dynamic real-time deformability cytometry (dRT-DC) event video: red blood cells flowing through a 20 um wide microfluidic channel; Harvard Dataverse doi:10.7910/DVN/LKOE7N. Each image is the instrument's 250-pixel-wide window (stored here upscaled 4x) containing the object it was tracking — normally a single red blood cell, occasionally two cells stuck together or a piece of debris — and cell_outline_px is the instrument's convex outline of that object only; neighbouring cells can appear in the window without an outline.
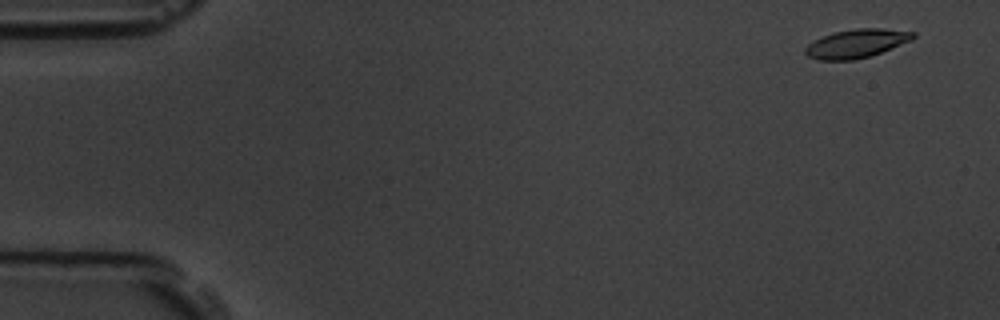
{"species": "common noctule bat (a hibernating species)", "species_latin": "Nyctalus noctula", "temperature_condition": "room temperature", "stored_images_in_passage": 59, "camera_frame_rate_fps": 3000, "um_per_image_px": 0.085, "animal": {"sex": "male", "body_mass_g": 19.5, "forearm_length_mm": 54.6}, "frame": {"image": 1, "passage_image": 4, "time_ms": 1.0, "image_size_px": [1000, 320], "cell_outline_px": [[916, 36], [912, 40], [880, 52], [868, 56], [852, 60], [820, 60], [808, 56], [804, 52], [804, 48], [808, 44], [824, 36], [836, 32], [856, 28], [880, 28], [916, 32]], "centroid_in_image_um": [72.81, 3.69], "position_along_channel_um": 12.2, "area_um2": 17.69}}
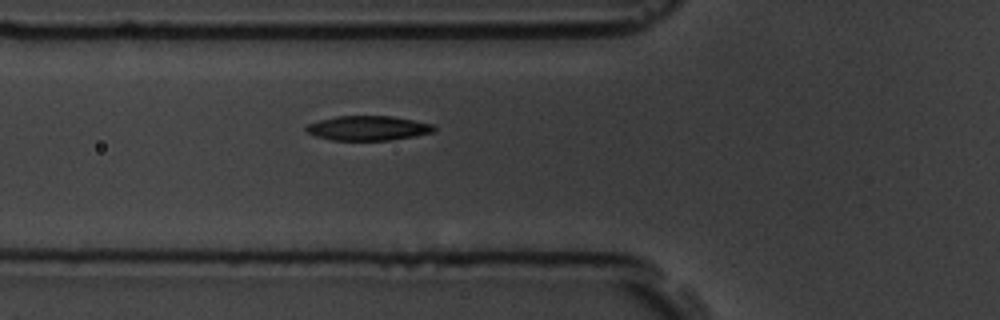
{"frame": {"image": 2, "passage_image": 22, "time_ms": 7.0, "image_size_px": [1000, 320], "cell_outline_px": [[436, 128], [432, 132], [392, 140], [332, 140], [316, 136], [308, 132], [304, 128], [308, 124], [320, 120], [336, 116], [392, 116], [432, 124]], "centroid_in_image_um": [31.26, 10.89], "position_along_channel_um": 94.5, "area_um2": 18.09}}
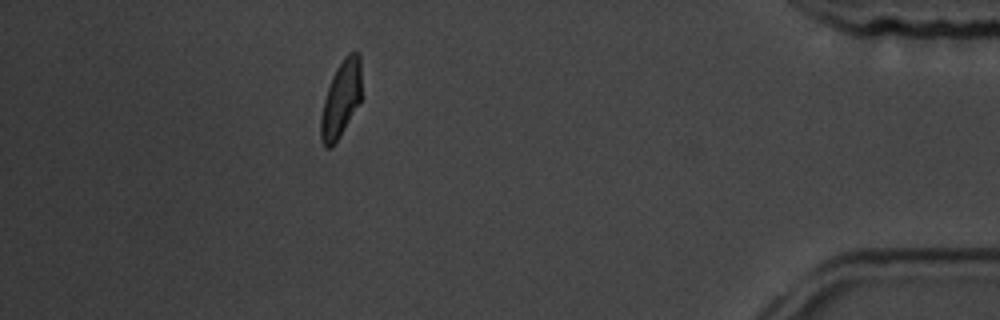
{"frame": {"image": 3, "passage_image": 53, "time_ms": 17.333, "image_size_px": [1000, 320], "cell_outline_px": [[360, 104], [332, 148], [324, 148], [320, 140], [320, 116], [324, 100], [332, 76], [336, 68], [344, 56], [348, 52], [360, 52]], "centroid_in_image_um": [28.96, 8.45], "position_along_channel_um": 406.2, "area_um2": 18.26}, "authors_computed_cell_mechanics": {"area_um2": 18.3804, "velocity_mm_per_s": 3.4946, "shape_relaxation_time_tau1_ms": 2.7601, "shape_relaxation_time_tau2_ms": 2.4797, "deformation_change_tau1": 0.1354, "deformation_change_tau2": 0.0831}}